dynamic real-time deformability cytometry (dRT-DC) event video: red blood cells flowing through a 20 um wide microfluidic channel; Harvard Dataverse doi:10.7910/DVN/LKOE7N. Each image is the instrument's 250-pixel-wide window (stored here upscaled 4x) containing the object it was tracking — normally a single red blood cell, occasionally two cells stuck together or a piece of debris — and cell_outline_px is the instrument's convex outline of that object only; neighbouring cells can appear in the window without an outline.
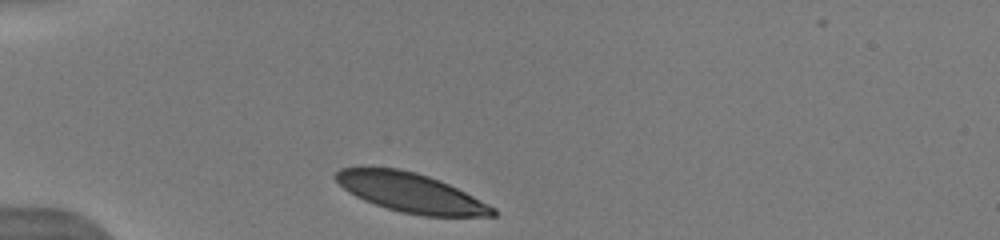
{"species": "human", "species_latin": "Homo sapiens", "temperature_condition": "warm", "stored_images_in_passage": 6, "camera_frame_rate_fps": 3000, "um_per_image_px": 0.085, "donor": {"sex": "male"}, "frame": {"image": 1, "passage_image": 1, "time_ms": 0.0, "image_size_px": [1000, 240], "cell_outline_px": [[496, 216], [424, 216], [404, 212], [388, 208], [364, 200], [348, 192], [332, 176], [340, 168], [400, 168], [416, 172], [440, 180], [496, 208]], "centroid_in_image_um": [34.91, 16.37], "position_along_channel_um": 50.1, "area_um2": 35.43}}
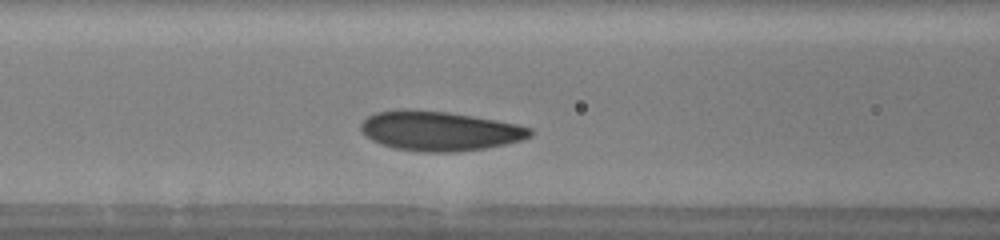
{"frame": {"image": 2, "passage_image": 6, "time_ms": 2.667, "image_size_px": [1000, 240], "cell_outline_px": [[532, 136], [520, 140], [504, 144], [484, 148], [456, 152], [420, 152], [392, 148], [380, 144], [372, 140], [360, 128], [360, 124], [368, 116], [376, 112], [396, 108], [408, 108], [448, 112], [496, 120], [516, 124], [532, 128]], "centroid_in_image_um": [37.32, 11.12], "position_along_channel_um": 129.3, "area_um2": 39.19}}